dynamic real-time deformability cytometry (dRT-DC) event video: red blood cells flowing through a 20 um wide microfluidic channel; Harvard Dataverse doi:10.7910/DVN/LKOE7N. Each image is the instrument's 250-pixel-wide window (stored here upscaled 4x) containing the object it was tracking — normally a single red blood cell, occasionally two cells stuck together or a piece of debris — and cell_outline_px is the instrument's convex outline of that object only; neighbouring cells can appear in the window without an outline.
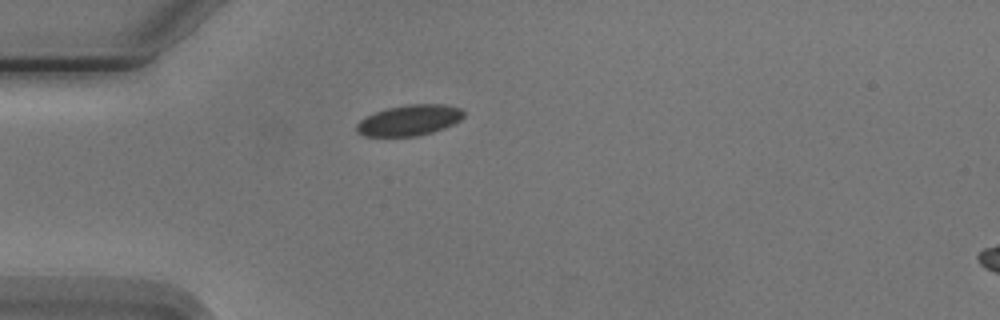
{"species": "Egyptian fruit bat (a non-hibernating species)", "species_latin": "Rousettus aegyptiacus", "temperature_condition": "cold", "stored_images_in_passage": 1, "camera_frame_rate_fps": 3000, "um_per_image_px": 0.085, "animal": {"sex": "male"}, "frame": {"image": 1, "passage_image": 1, "time_ms": 0.0, "image_size_px": [1000, 320], "cell_outline_px": [[464, 116], [460, 120], [444, 128], [432, 132], [416, 136], [364, 136], [356, 132], [356, 124], [360, 120], [376, 112], [388, 108], [408, 104], [444, 104], [460, 108], [464, 112]], "centroid_in_image_um": [34.79, 10.22], "position_along_channel_um": 50.2, "area_um2": 19.07}}